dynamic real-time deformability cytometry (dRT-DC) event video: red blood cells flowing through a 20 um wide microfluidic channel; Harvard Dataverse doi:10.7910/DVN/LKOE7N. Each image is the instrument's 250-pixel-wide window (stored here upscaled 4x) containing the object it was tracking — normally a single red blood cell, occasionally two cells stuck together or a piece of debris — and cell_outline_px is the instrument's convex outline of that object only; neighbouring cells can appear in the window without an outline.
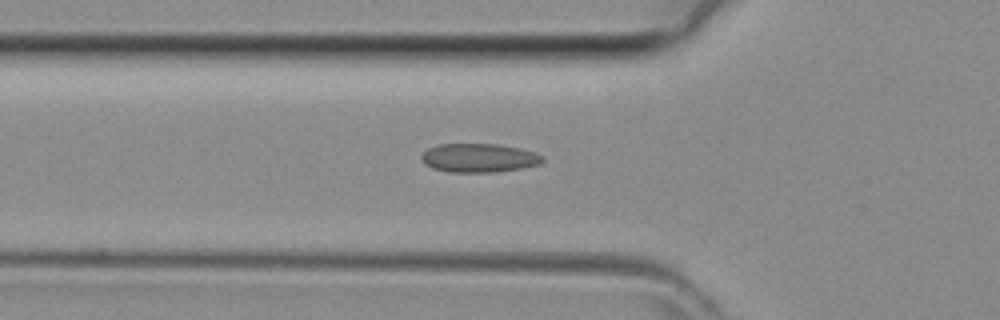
{"species": "common noctule bat (a hibernating species)", "species_latin": "Nyctalus noctula", "temperature_condition": "room temperature", "stored_images_in_passage": 40, "camera_frame_rate_fps": 3000, "um_per_image_px": 0.085, "animal": {"sex": "female", "body_mass_g": 29.2, "forearm_length_mm": 56.3}, "frame": {"image": 1, "passage_image": 12, "time_ms": 3.667, "image_size_px": [1000, 320], "cell_outline_px": [[544, 160], [540, 164], [524, 168], [496, 172], [448, 172], [432, 168], [424, 164], [420, 156], [428, 148], [436, 144], [496, 144], [520, 148], [536, 152], [544, 156]], "centroid_in_image_um": [40.72, 13.42], "position_along_channel_um": 85.1, "area_um2": 20.58}}
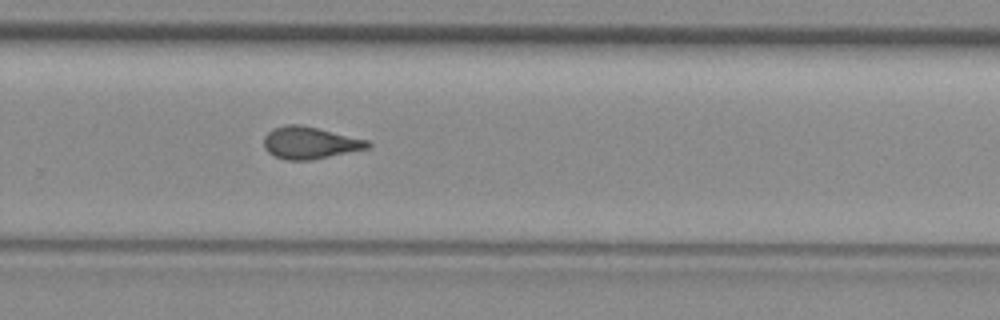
{"frame": {"image": 2, "passage_image": 26, "time_ms": 8.333, "image_size_px": [1000, 320], "cell_outline_px": [[372, 144], [368, 148], [312, 160], [284, 160], [268, 152], [264, 148], [264, 136], [272, 128], [288, 124], [300, 124], [368, 140]], "centroid_in_image_um": [26.31, 12.14], "position_along_channel_um": 303.5, "area_um2": 19.36}}
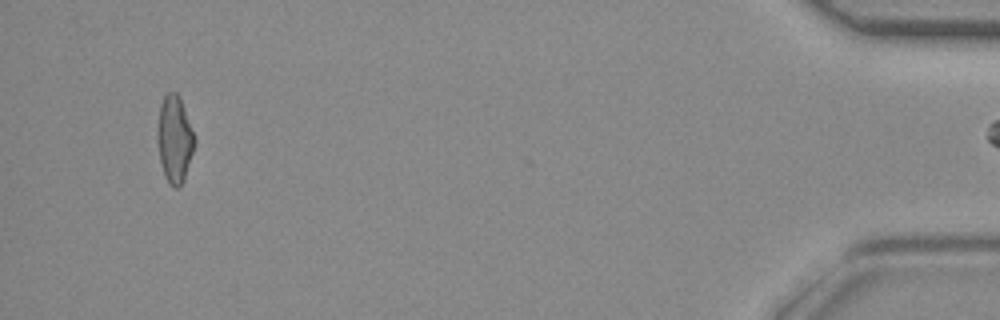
{"frame": {"image": 3, "passage_image": 39, "time_ms": 12.667, "image_size_px": [1000, 320], "cell_outline_px": [[196, 140], [184, 180], [180, 188], [176, 188], [168, 184], [164, 176], [160, 160], [156, 136], [160, 104], [164, 96], [168, 92], [176, 92], [180, 96]], "centroid_in_image_um": [14.82, 11.84], "position_along_channel_um": 420.4, "area_um2": 18.96}}